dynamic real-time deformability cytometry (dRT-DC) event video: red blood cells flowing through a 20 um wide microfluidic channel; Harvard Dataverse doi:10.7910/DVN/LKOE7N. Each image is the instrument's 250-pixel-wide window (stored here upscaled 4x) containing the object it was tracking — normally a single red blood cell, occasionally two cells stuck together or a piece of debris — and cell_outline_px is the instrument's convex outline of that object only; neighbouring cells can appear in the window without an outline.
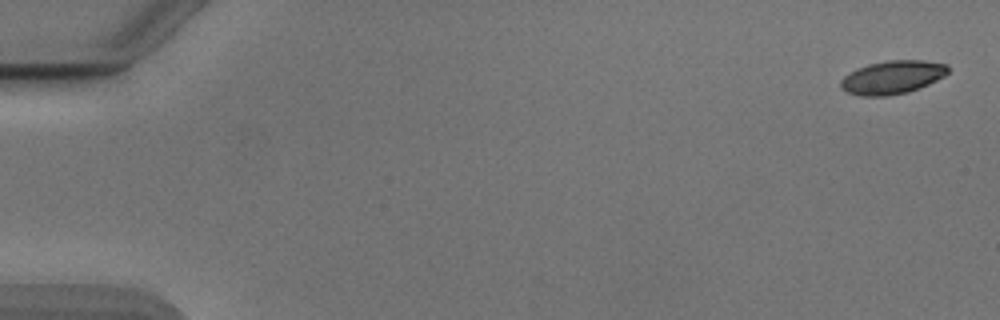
{"species": "Egyptian fruit bat (a non-hibernating species)", "species_latin": "Rousettus aegyptiacus", "temperature_condition": "cold", "stored_images_in_passage": 53, "camera_frame_rate_fps": 3000, "um_per_image_px": 0.085, "animal": {"sex": "male"}, "frame": {"image": 1, "passage_image": 1, "time_ms": 0.0, "image_size_px": [1000, 320], "cell_outline_px": [[948, 72], [944, 76], [928, 84], [908, 92], [888, 96], [860, 96], [848, 92], [840, 88], [840, 80], [844, 76], [868, 64], [888, 60], [924, 60], [948, 64]], "centroid_in_image_um": [75.86, 6.57], "position_along_channel_um": 9.1, "area_um2": 20.75}}
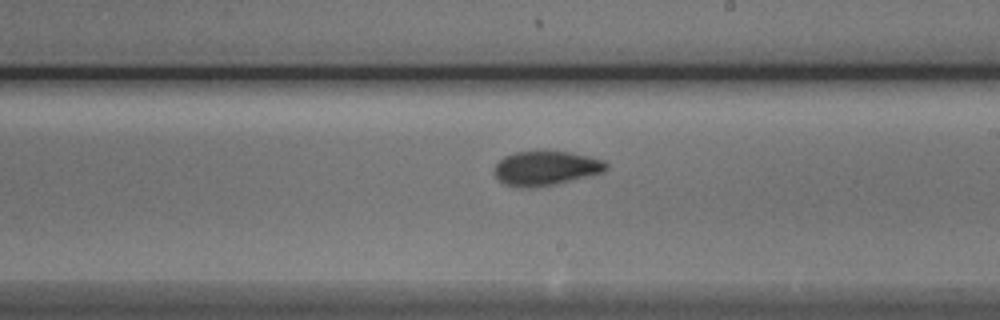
{"frame": {"image": 2, "passage_image": 31, "time_ms": 10.0, "image_size_px": [1000, 320], "cell_outline_px": [[608, 168], [604, 172], [556, 184], [532, 188], [520, 188], [504, 184], [492, 172], [496, 164], [504, 156], [516, 152], [544, 148], [572, 152], [592, 156], [604, 160], [608, 164]], "centroid_in_image_um": [46.41, 14.25], "position_along_channel_um": 242.6, "area_um2": 23.35}}
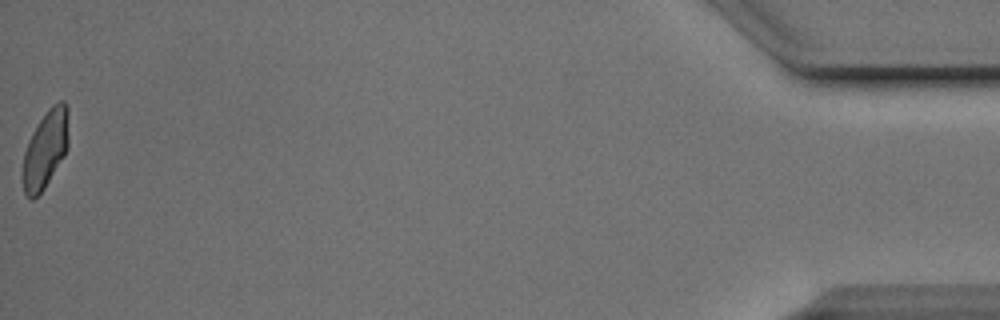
{"frame": {"image": 3, "passage_image": 53, "time_ms": 17.333, "image_size_px": [1000, 320], "cell_outline_px": [[68, 148], [64, 156], [44, 188], [32, 200], [24, 192], [20, 176], [20, 172], [24, 152], [28, 140], [32, 132], [48, 108], [52, 104], [60, 100], [64, 100], [68, 108]], "centroid_in_image_um": [3.84, 12.68], "position_along_channel_um": 431.4, "area_um2": 21.15}, "authors_computed_cell_mechanics": {"area_um2": 21.7328, "velocity_mm_per_s": 3.8847, "shape_relaxation_time_tau1_ms": 4.4473, "shape_relaxation_time_tau2_ms": 1.8105, "deformation_change_tau1": 0.1264, "deformation_change_tau2": 0.0616}}